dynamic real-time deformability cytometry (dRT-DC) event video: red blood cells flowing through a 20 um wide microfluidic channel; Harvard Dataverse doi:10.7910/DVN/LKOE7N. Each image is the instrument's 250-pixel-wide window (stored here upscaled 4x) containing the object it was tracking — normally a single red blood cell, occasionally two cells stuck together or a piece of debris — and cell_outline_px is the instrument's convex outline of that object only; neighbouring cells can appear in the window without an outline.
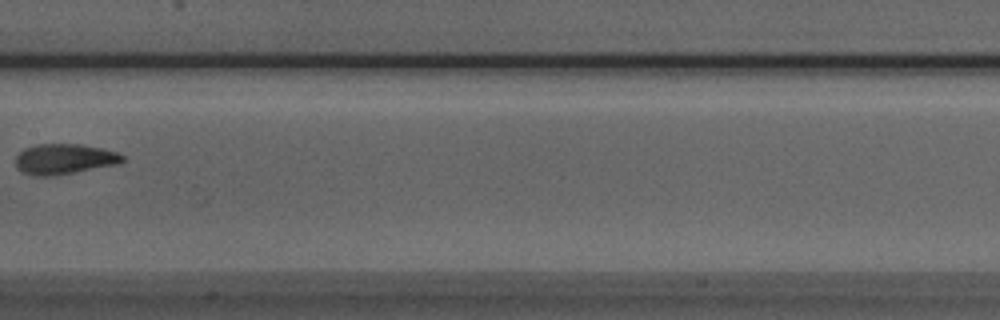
{"species": "Egyptian fruit bat (a non-hibernating species)", "species_latin": "Rousettus aegyptiacus", "temperature_condition": "room temperature", "stored_images_in_passage": 9, "camera_frame_rate_fps": 3000, "um_per_image_px": 0.085, "animal": {"sex": "male"}, "frame": {"image": 1, "passage_image": 8, "time_ms": 2.333, "image_size_px": [1000, 320], "cell_outline_px": [[124, 160], [120, 164], [52, 176], [36, 176], [20, 172], [16, 168], [16, 156], [24, 148], [36, 144], [80, 144], [100, 148], [116, 152], [124, 156]], "centroid_in_image_um": [5.44, 13.52], "position_along_channel_um": 202.0, "area_um2": 19.02}}
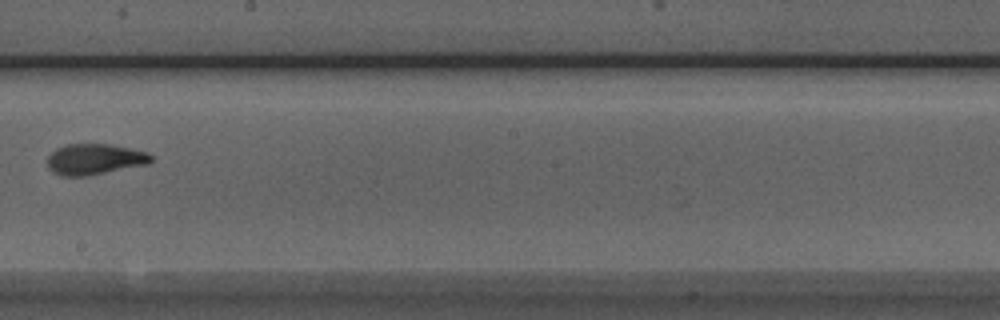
{"frame": {"image": 2, "passage_image": 9, "time_ms": 2.667, "image_size_px": [1000, 320], "cell_outline_px": [[152, 160], [148, 164], [84, 176], [60, 176], [48, 168], [48, 156], [56, 148], [68, 144], [108, 144], [132, 148], [148, 152], [152, 156]], "centroid_in_image_um": [8.04, 13.52], "position_along_channel_um": 240.2, "area_um2": 18.55}}